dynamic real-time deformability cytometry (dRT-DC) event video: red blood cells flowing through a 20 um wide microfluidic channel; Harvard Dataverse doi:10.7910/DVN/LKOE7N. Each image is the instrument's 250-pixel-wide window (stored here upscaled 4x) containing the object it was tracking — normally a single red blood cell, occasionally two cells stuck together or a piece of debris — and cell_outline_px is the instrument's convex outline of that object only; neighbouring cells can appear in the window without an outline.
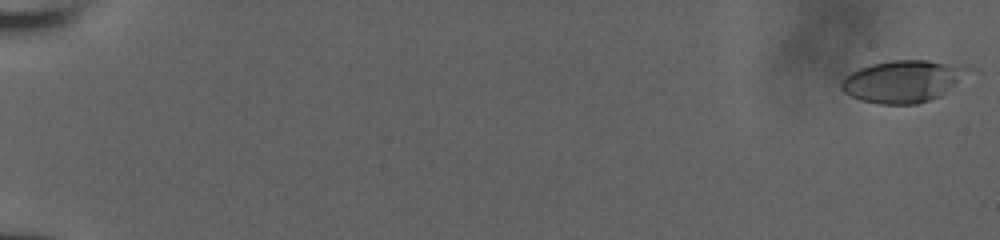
{"species": "human", "species_latin": "Homo sapiens", "temperature_condition": "room temperature", "stored_images_in_passage": 18, "camera_frame_rate_fps": 3000, "um_per_image_px": 0.085, "donor": {"sex": "male"}, "frame": {"image": 1, "passage_image": 1, "time_ms": 0.0, "image_size_px": [1000, 240], "cell_outline_px": [[976, 68], [940, 96], [916, 104], [880, 104], [860, 100], [844, 92], [840, 88], [840, 80], [844, 76], [860, 68], [872, 64], [892, 60], [928, 60], [968, 64]], "centroid_in_image_um": [76.81, 6.88], "position_along_channel_um": 8.2, "area_um2": 31.56}}
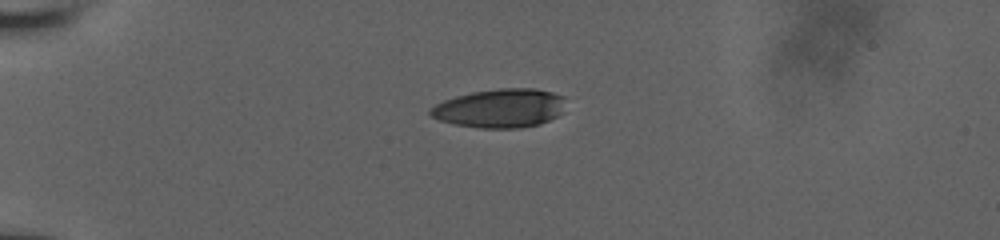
{"frame": {"image": 2, "passage_image": 12, "time_ms": 5.333, "image_size_px": [1000, 240], "cell_outline_px": [[564, 112], [540, 124], [520, 128], [480, 128], [452, 124], [440, 120], [432, 116], [428, 112], [428, 108], [444, 100], [456, 96], [472, 92], [500, 88], [536, 88], [552, 92], [564, 96]], "centroid_in_image_um": [42.51, 9.2], "position_along_channel_um": 42.5, "area_um2": 30.81}}